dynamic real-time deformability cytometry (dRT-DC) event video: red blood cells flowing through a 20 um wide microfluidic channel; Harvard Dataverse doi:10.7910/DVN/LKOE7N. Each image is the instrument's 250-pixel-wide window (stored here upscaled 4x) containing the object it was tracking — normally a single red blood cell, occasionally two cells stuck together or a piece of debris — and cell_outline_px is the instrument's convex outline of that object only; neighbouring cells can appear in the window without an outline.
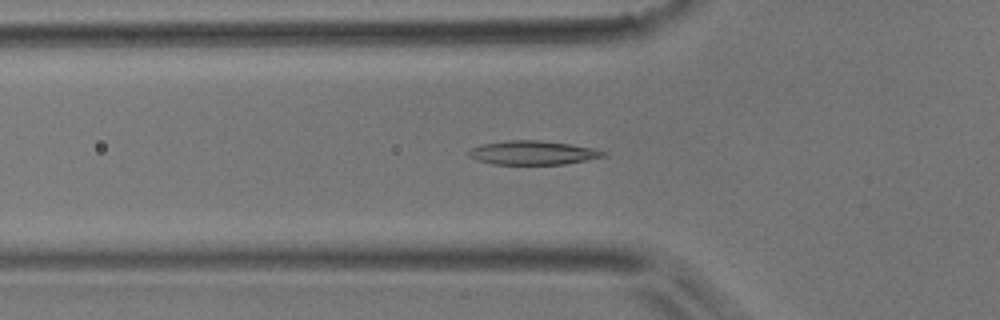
{"species": "common noctule bat (a hibernating species)", "species_latin": "Nyctalus noctula", "temperature_condition": "room temperature", "stored_images_in_passage": 49, "camera_frame_rate_fps": 3000, "um_per_image_px": 0.085, "animal": {"sex": "male", "body_mass_g": 17.9}, "frame": {"image": 1, "passage_image": 16, "time_ms": 5.0, "image_size_px": [1000, 320], "cell_outline_px": [[604, 156], [564, 164], [492, 164], [476, 160], [468, 156], [468, 152], [472, 148], [480, 144], [508, 140], [540, 140], [572, 144], [596, 148], [604, 152]], "centroid_in_image_um": [45.24, 12.97], "position_along_channel_um": 80.6, "area_um2": 18.73}}
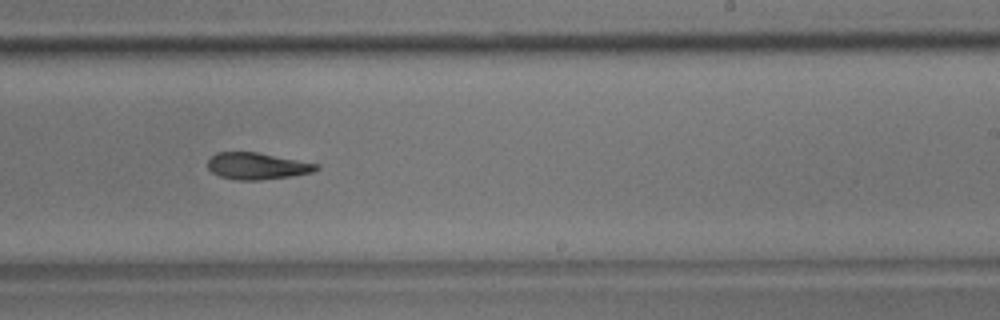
{"frame": {"image": 2, "passage_image": 30, "time_ms": 9.667, "image_size_px": [1000, 320], "cell_outline_px": [[320, 168], [312, 172], [288, 176], [260, 180], [236, 180], [220, 176], [212, 172], [208, 168], [208, 160], [216, 152], [256, 152], [320, 164]], "centroid_in_image_um": [21.84, 14.11], "position_along_channel_um": 267.2, "area_um2": 16.76}}
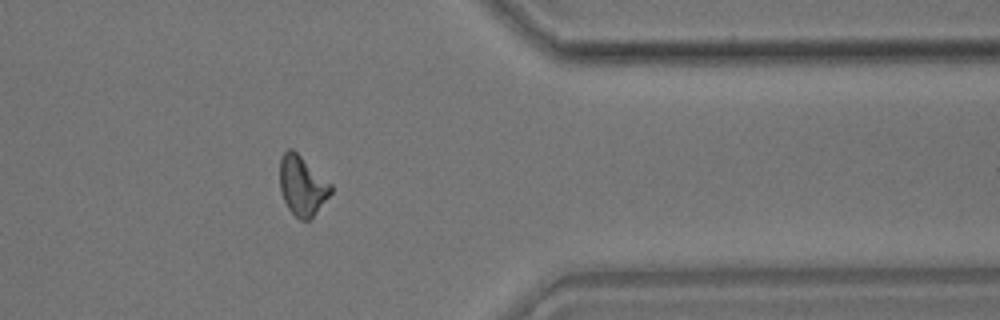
{"frame": {"image": 3, "passage_image": 40, "time_ms": 13.0, "image_size_px": [1000, 320], "cell_outline_px": [[332, 192], [312, 216], [308, 220], [300, 220], [288, 208], [284, 200], [280, 188], [280, 160], [284, 152], [288, 148], [292, 148], [332, 184]], "centroid_in_image_um": [25.68, 15.76], "position_along_channel_um": 385.7, "area_um2": 17.46}}